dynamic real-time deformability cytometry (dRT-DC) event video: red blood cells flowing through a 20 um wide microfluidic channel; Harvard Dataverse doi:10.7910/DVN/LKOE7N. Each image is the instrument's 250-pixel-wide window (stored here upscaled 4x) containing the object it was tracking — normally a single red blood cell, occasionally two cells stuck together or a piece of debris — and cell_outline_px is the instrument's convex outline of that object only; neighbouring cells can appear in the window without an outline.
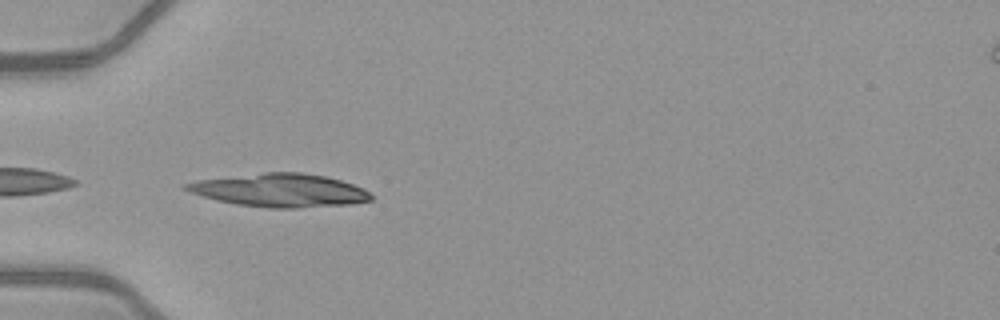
{"species": "common noctule bat (a hibernating species)", "species_latin": "Nyctalus noctula", "temperature_condition": "warm", "stored_images_in_passage": 33, "camera_frame_rate_fps": 3000, "um_per_image_px": 0.085, "animal": {"sex": "female", "body_mass_g": 21.9}, "frame": {"image": 1, "passage_image": 1, "time_ms": 0.0, "image_size_px": [1000, 320], "cell_outline_px": [[372, 200], [352, 204], [296, 208], [268, 208], [236, 204], [216, 200], [180, 188], [184, 184], [196, 180], [264, 172], [300, 172], [328, 176], [364, 188], [372, 196]], "centroid_in_image_um": [23.79, 16.17], "position_along_channel_um": 61.2, "area_um2": 35.89}}
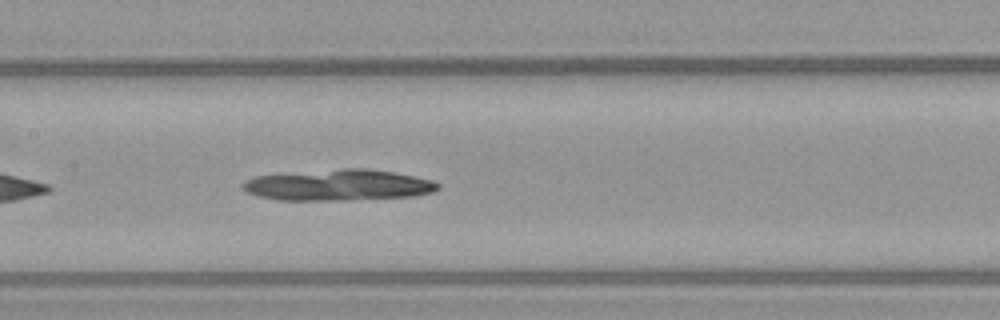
{"frame": {"image": 2, "passage_image": 10, "time_ms": 3.0, "image_size_px": [1000, 320], "cell_outline_px": [[440, 188], [432, 192], [412, 196], [352, 200], [276, 200], [260, 196], [248, 192], [240, 188], [240, 184], [244, 180], [256, 176], [340, 168], [364, 168], [392, 172], [432, 180], [440, 184]], "centroid_in_image_um": [28.73, 15.73], "position_along_channel_um": 178.7, "area_um2": 35.37}}
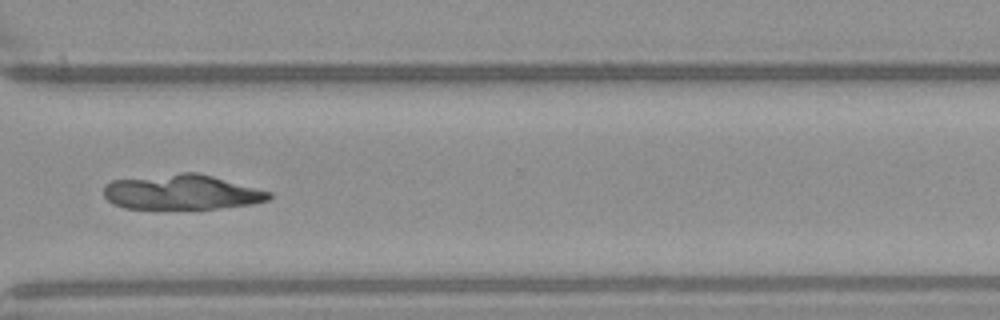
{"frame": {"image": 3, "passage_image": 23, "time_ms": 7.333, "image_size_px": [1000, 320], "cell_outline_px": [[272, 196], [268, 200], [252, 204], [216, 208], [124, 208], [112, 204], [104, 196], [104, 184], [112, 180], [180, 172], [196, 172], [212, 176], [272, 192]], "centroid_in_image_um": [15.42, 16.32], "position_along_channel_um": 355.2, "area_um2": 33.58}}